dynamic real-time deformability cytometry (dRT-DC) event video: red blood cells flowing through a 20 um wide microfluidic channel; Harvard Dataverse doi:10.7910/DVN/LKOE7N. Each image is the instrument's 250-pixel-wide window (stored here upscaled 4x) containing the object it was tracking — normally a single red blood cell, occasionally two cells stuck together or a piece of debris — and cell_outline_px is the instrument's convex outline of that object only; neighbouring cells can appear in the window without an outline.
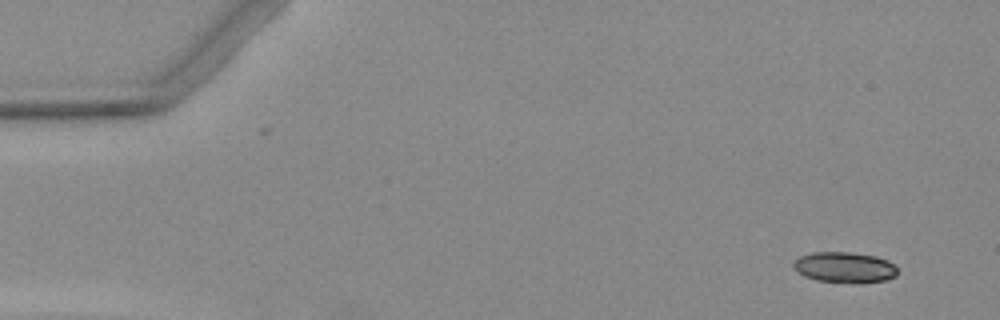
{"species": "Egyptian fruit bat (a non-hibernating species)", "species_latin": "Rousettus aegyptiacus", "temperature_condition": "warm", "stored_images_in_passage": 6, "camera_frame_rate_fps": 3000, "um_per_image_px": 0.085, "animal": {"sex": "female"}, "frame": {"image": 1, "passage_image": 2, "time_ms": 1.0, "image_size_px": [1000, 320], "cell_outline_px": [[896, 276], [884, 280], [860, 284], [816, 280], [804, 276], [792, 264], [800, 256], [812, 252], [848, 252], [876, 256], [888, 260], [896, 268]], "centroid_in_image_um": [71.81, 22.73], "position_along_channel_um": 13.2, "area_um2": 18.55}}